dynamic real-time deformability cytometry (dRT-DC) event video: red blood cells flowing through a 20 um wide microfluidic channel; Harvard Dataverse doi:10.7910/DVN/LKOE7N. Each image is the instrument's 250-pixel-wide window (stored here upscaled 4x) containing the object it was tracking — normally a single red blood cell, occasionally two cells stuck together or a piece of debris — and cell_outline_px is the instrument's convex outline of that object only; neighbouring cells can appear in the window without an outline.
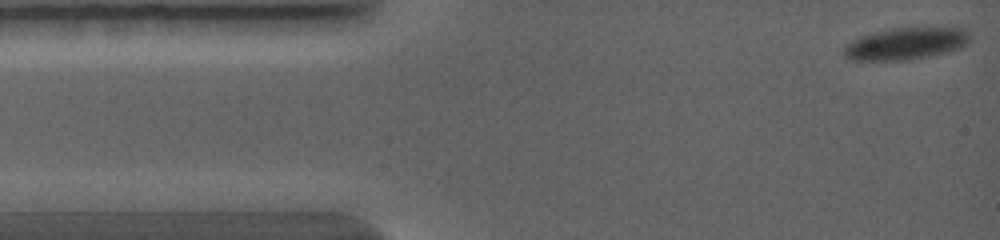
{"species": "common noctule bat (a hibernating species)", "species_latin": "Nyctalus noctula", "temperature_condition": "warm", "stored_images_in_passage": 10, "camera_frame_rate_fps": 5000, "um_per_image_px": 0.085, "animal": {"sex": "female", "body_mass_g": 19.0, "forearm_length_mm": 56.7}, "frame": {"image": 1, "passage_image": 1, "time_ms": 0.0, "image_size_px": [1000, 240], "cell_outline_px": [[972, 36], [960, 48], [948, 52], [908, 60], [852, 60], [844, 56], [844, 48], [852, 40], [860, 36], [892, 28], [956, 24], [964, 28]], "centroid_in_image_um": [77.11, 3.65], "position_along_channel_um": 7.9, "area_um2": 24.28}}
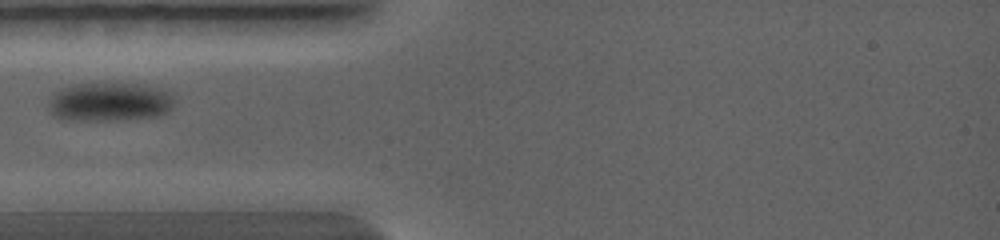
{"frame": {"image": 2, "passage_image": 7, "time_ms": 3.0, "image_size_px": [1000, 240], "cell_outline_px": [[176, 100], [172, 108], [168, 112], [156, 116], [116, 120], [64, 120], [52, 116], [48, 112], [48, 100], [60, 88], [72, 84], [144, 84], [160, 88], [168, 92]], "centroid_in_image_um": [9.29, 8.67], "position_along_channel_um": 75.7, "area_um2": 28.78}}
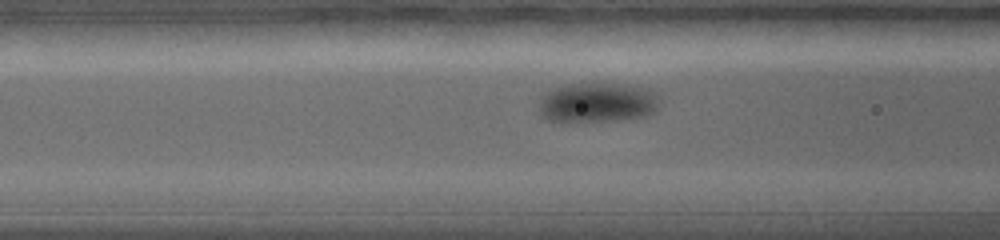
{"frame": {"image": 3, "passage_image": 9, "time_ms": 3.8, "image_size_px": [1000, 240], "cell_outline_px": [[656, 112], [648, 116], [616, 120], [548, 120], [540, 116], [540, 96], [544, 92], [552, 88], [564, 84], [624, 84], [652, 88], [656, 92]], "centroid_in_image_um": [50.78, 8.69], "position_along_channel_um": 115.8, "area_um2": 27.86}}